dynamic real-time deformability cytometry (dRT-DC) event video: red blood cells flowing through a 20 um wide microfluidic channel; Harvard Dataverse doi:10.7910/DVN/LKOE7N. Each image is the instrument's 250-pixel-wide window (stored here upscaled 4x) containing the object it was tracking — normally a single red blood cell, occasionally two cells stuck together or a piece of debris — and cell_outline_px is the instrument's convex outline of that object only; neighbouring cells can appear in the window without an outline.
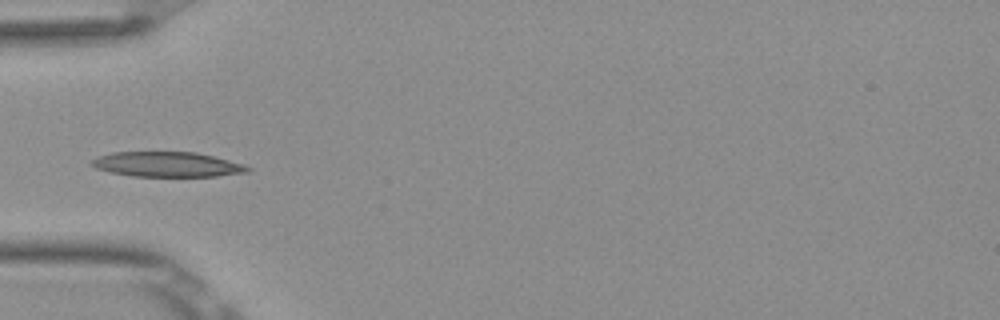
{"species": "Egyptian fruit bat (a non-hibernating species)", "species_latin": "Rousettus aegyptiacus", "temperature_condition": "room temperature", "stored_images_in_passage": 36, "camera_frame_rate_fps": 3000, "um_per_image_px": 0.085, "frame": {"image": 1, "passage_image": 1, "time_ms": 0.0, "image_size_px": [1000, 320], "cell_outline_px": [[252, 168], [248, 172], [216, 176], [132, 176], [108, 172], [96, 168], [88, 164], [96, 156], [112, 152], [196, 152], [244, 164]], "centroid_in_image_um": [14.16, 13.97], "position_along_channel_um": 70.8, "area_um2": 22.77}}
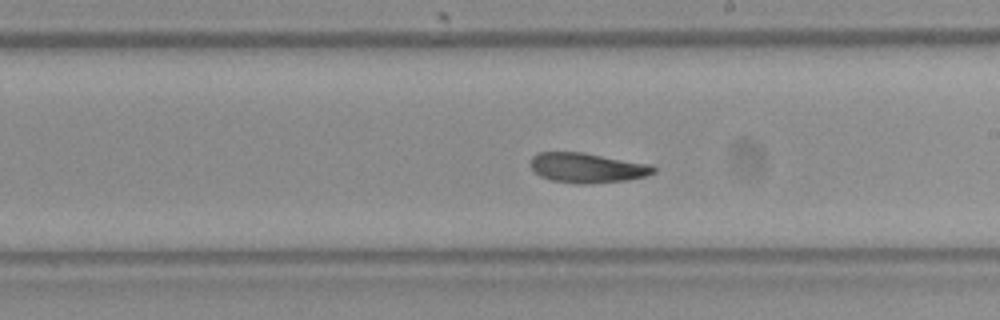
{"frame": {"image": 2, "passage_image": 14, "time_ms": 4.333, "image_size_px": [1000, 320], "cell_outline_px": [[656, 172], [648, 176], [628, 180], [588, 184], [580, 184], [552, 180], [540, 176], [532, 168], [532, 156], [536, 152], [584, 152], [652, 164], [656, 168]], "centroid_in_image_um": [49.98, 14.26], "position_along_channel_um": 239.0, "area_um2": 21.62}}
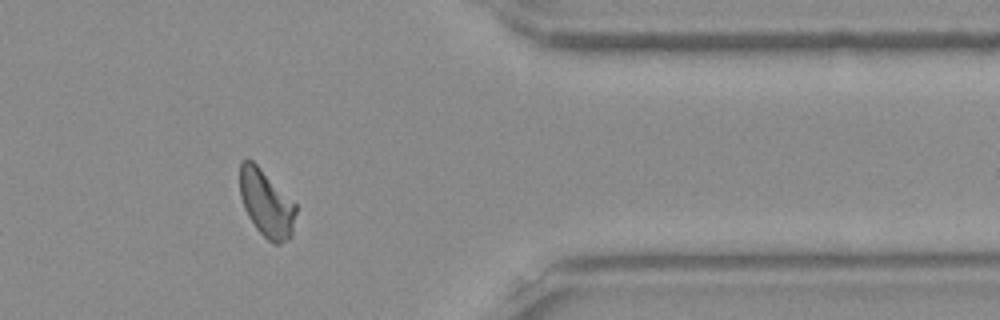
{"frame": {"image": 3, "passage_image": 27, "time_ms": 8.667, "image_size_px": [1000, 320], "cell_outline_px": [[296, 212], [292, 236], [280, 244], [272, 244], [256, 228], [248, 216], [244, 208], [240, 196], [240, 160], [252, 160], [296, 204]], "centroid_in_image_um": [22.64, 17.32], "position_along_channel_um": 388.8, "area_um2": 21.73}, "authors_computed_cell_mechanics": {"area_um2": 21.5883, "velocity_mm_per_s": 3.8684, "shape_relaxation_time_tau1_ms": null, "shape_relaxation_time_tau2_ms": 3.9493, "deformation_change_tau1": null, "deformation_change_tau2": 0.0881}}